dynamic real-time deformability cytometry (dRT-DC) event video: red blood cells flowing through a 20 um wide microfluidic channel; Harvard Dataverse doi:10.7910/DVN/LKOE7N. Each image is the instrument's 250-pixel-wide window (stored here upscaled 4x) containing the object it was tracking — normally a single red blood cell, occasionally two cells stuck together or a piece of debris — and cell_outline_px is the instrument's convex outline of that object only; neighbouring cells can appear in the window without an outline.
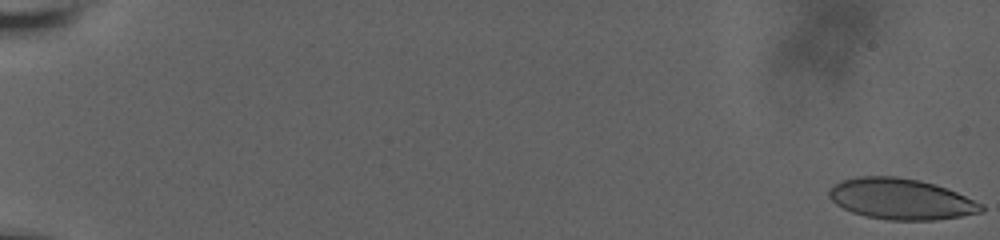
{"species": "human", "species_latin": "Homo sapiens", "temperature_condition": "room temperature", "stored_images_in_passage": 44, "camera_frame_rate_fps": 3000, "um_per_image_px": 0.085, "donor": {"sex": "male"}, "frame": {"image": 1, "passage_image": 1, "time_ms": 0.0, "image_size_px": [1000, 240], "cell_outline_px": [[984, 212], [936, 220], [888, 220], [864, 216], [852, 212], [836, 204], [828, 196], [828, 192], [840, 180], [856, 176], [896, 176], [920, 180], [936, 184], [956, 192], [984, 204]], "centroid_in_image_um": [76.6, 16.91], "position_along_channel_um": 8.4, "area_um2": 36.47}}
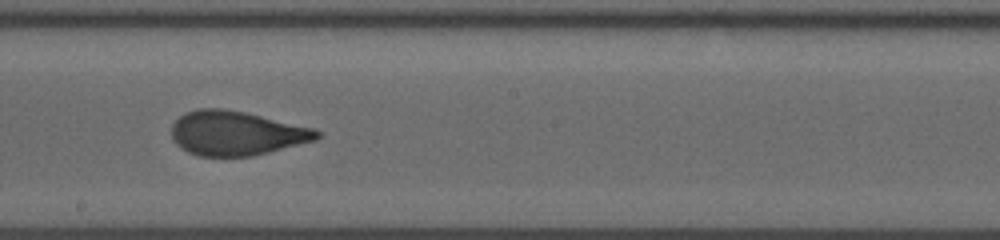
{"frame": {"image": 2, "passage_image": 25, "time_ms": 12.0, "image_size_px": [1000, 240], "cell_outline_px": [[320, 136], [316, 140], [252, 156], [200, 156], [188, 152], [180, 148], [176, 144], [172, 136], [172, 124], [184, 112], [196, 108], [224, 108], [244, 112], [316, 128], [320, 132]], "centroid_in_image_um": [20.08, 11.31], "position_along_channel_um": 228.1, "area_um2": 37.63}}
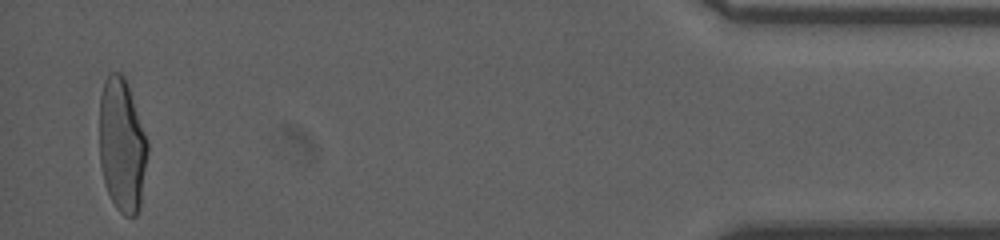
{"frame": {"image": 3, "passage_image": 44, "time_ms": 19.333, "image_size_px": [1000, 240], "cell_outline_px": [[148, 152], [140, 208], [136, 216], [124, 216], [116, 208], [104, 184], [100, 164], [100, 96], [104, 80], [112, 72], [120, 72], [124, 76], [148, 144]], "centroid_in_image_um": [10.36, 12.4], "position_along_channel_um": 424.8, "area_um2": 37.22}, "authors_computed_cell_mechanics": {"area_um2": 37.4255, "velocity_mm_per_s": 3.663, "shape_relaxation_time_tau1_ms": 5.2946, "shape_relaxation_time_tau2_ms": 0.7496, "deformation_change_tau1": 0.1886, "deformation_change_tau2": 0.0692}}